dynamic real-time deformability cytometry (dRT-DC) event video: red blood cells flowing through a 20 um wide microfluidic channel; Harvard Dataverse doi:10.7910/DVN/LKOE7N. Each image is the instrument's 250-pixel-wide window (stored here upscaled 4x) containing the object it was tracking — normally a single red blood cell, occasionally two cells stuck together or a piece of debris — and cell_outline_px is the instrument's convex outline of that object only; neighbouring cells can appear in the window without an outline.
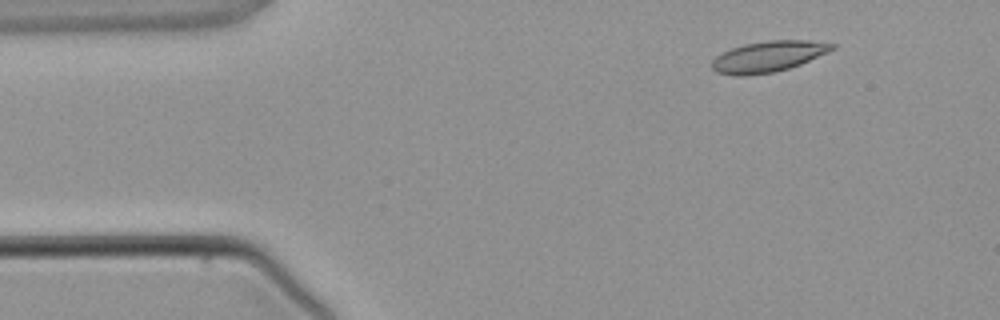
{"species": "common noctule bat (a hibernating species)", "species_latin": "Nyctalus noctula", "temperature_condition": "warm", "stored_images_in_passage": 4, "camera_frame_rate_fps": 3000, "um_per_image_px": 0.085, "animal": {"sex": "male", "body_mass_g": 21.5, "forearm_length_mm": 52.0}, "frame": {"image": 1, "passage_image": 2, "time_ms": 1.0, "image_size_px": [1000, 320], "cell_outline_px": [[836, 48], [828, 52], [800, 64], [788, 68], [772, 72], [744, 76], [736, 76], [716, 72], [712, 68], [712, 60], [716, 56], [732, 48], [744, 44], [768, 40], [808, 40], [836, 44]], "centroid_in_image_um": [65.3, 4.8], "position_along_channel_um": 19.7, "area_um2": 21.5}}
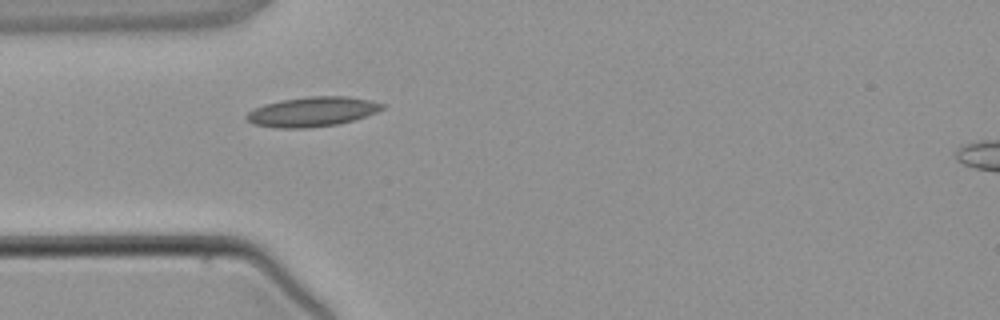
{"frame": {"image": 2, "passage_image": 4, "time_ms": 3.333, "image_size_px": [1000, 320], "cell_outline_px": [[384, 108], [376, 112], [340, 124], [308, 128], [276, 128], [256, 124], [248, 120], [244, 116], [248, 112], [264, 104], [280, 100], [308, 96], [348, 96], [372, 100], [384, 104]], "centroid_in_image_um": [26.55, 9.49], "position_along_channel_um": 58.4, "area_um2": 23.47}}